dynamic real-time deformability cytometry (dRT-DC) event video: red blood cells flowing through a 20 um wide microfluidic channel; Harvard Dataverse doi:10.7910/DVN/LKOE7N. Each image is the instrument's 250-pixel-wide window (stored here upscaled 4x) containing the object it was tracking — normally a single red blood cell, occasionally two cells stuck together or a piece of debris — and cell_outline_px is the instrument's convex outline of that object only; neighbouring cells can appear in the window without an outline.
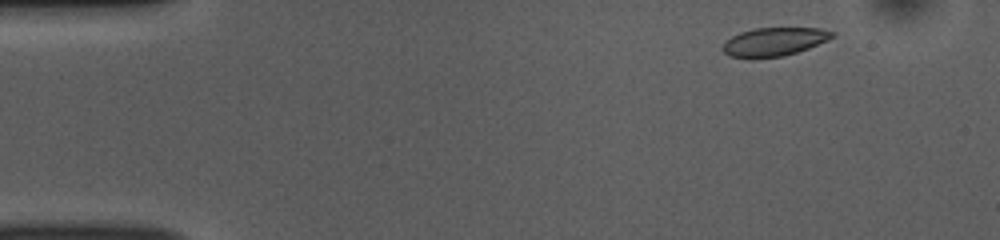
{"species": "common noctule bat (a hibernating species)", "species_latin": "Nyctalus noctula", "temperature_condition": "room temperature", "stored_images_in_passage": 49, "camera_frame_rate_fps": 3000, "um_per_image_px": 0.085, "animal": {"sex": "female", "body_mass_g": 10.0, "forearm_length_mm": 53.1}, "frame": {"image": 1, "passage_image": 3, "time_ms": 0.667, "image_size_px": [1000, 240], "cell_outline_px": [[836, 36], [828, 40], [808, 48], [784, 56], [752, 60], [728, 56], [720, 48], [724, 40], [740, 32], [752, 28], [820, 28], [836, 32]], "centroid_in_image_um": [65.74, 3.57], "position_along_channel_um": 19.3, "area_um2": 18.79}}
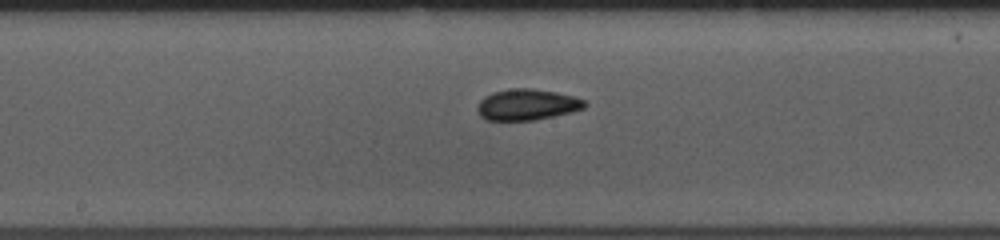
{"frame": {"image": 2, "passage_image": 24, "time_ms": 7.667, "image_size_px": [1000, 240], "cell_outline_px": [[588, 104], [584, 108], [572, 112], [532, 120], [488, 120], [480, 116], [476, 108], [480, 100], [484, 96], [492, 92], [508, 88], [532, 88], [556, 92], [572, 96], [584, 100]], "centroid_in_image_um": [44.77, 8.88], "position_along_channel_um": 203.4, "area_um2": 19.48}}
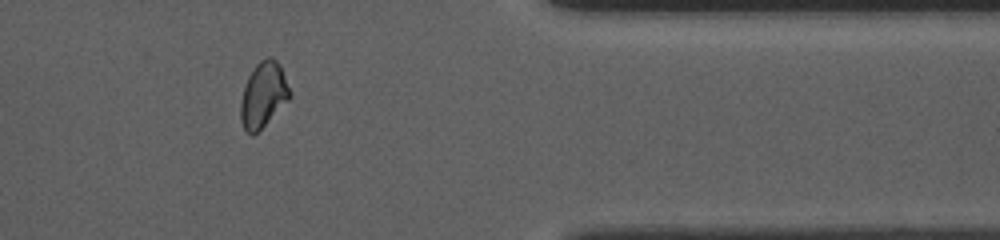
{"frame": {"image": 3, "passage_image": 40, "time_ms": 13.0, "image_size_px": [1000, 240], "cell_outline_px": [[292, 96], [252, 136], [244, 128], [240, 120], [240, 104], [244, 84], [248, 76], [256, 64], [260, 60], [268, 56], [272, 56], [280, 64], [292, 92]], "centroid_in_image_um": [22.38, 8.0], "position_along_channel_um": 389.0, "area_um2": 18.67}, "authors_computed_cell_mechanics": {"area_um2": 18.8428, "velocity_mm_per_s": 3.8509, "shape_relaxation_time_tau1_ms": 3.1964, "shape_relaxation_time_tau2_ms": 3.027, "deformation_change_tau1": 0.0864, "deformation_change_tau2": 0.0591}}